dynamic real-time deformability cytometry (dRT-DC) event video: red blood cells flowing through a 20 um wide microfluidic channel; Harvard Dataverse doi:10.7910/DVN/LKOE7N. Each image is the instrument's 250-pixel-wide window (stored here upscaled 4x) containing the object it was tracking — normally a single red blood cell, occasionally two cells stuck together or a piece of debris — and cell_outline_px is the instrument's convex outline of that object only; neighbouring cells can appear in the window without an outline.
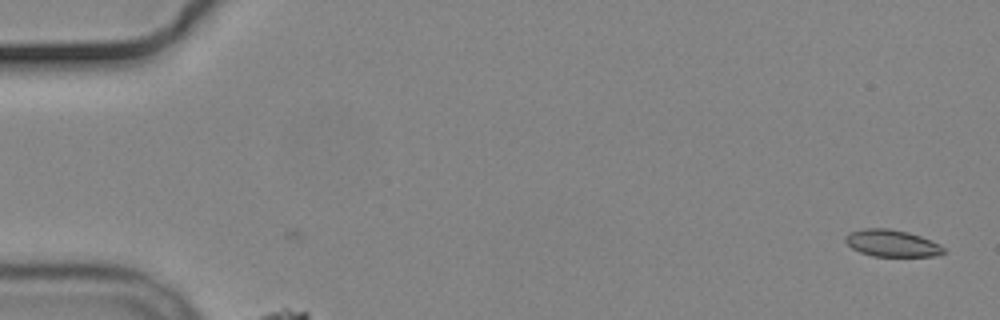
{"species": "common noctule bat (a hibernating species)", "species_latin": "Nyctalus noctula", "temperature_condition": "cold", "stored_images_in_passage": 6, "camera_frame_rate_fps": 3000, "um_per_image_px": 0.085, "animal": {"sex": "male", "body_mass_g": 19.2, "forearm_length_mm": 51.8}, "frame": {"image": 1, "passage_image": 6, "time_ms": 1.667, "image_size_px": [1000, 320], "cell_outline_px": [[948, 252], [936, 256], [872, 256], [860, 252], [852, 248], [844, 240], [844, 236], [848, 232], [864, 228], [888, 228], [908, 232], [920, 236], [940, 244]], "centroid_in_image_um": [75.81, 20.67], "position_along_channel_um": 9.2, "area_um2": 15.55}}